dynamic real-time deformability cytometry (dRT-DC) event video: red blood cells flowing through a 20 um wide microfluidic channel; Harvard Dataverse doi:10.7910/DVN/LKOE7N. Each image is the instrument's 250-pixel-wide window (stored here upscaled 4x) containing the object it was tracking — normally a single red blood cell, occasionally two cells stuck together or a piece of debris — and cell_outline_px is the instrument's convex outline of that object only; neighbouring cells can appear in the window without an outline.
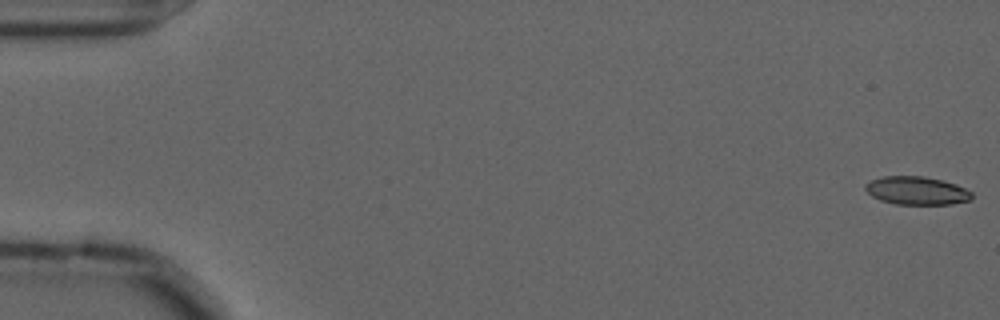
{"species": "common noctule bat (a hibernating species)", "species_latin": "Nyctalus noctula", "temperature_condition": "cold", "stored_images_in_passage": 3, "camera_frame_rate_fps": 3000, "um_per_image_px": 0.085, "animal": {"sex": "male", "forearm_length_mm": 52.5}, "frame": {"image": 1, "passage_image": 1, "time_ms": 0.0, "image_size_px": [1000, 320], "cell_outline_px": [[972, 200], [952, 204], [896, 204], [880, 200], [872, 196], [864, 188], [864, 184], [872, 180], [884, 176], [924, 176], [944, 180], [956, 184], [972, 192]], "centroid_in_image_um": [77.94, 16.2], "position_along_channel_um": 7.1, "area_um2": 17.57}}